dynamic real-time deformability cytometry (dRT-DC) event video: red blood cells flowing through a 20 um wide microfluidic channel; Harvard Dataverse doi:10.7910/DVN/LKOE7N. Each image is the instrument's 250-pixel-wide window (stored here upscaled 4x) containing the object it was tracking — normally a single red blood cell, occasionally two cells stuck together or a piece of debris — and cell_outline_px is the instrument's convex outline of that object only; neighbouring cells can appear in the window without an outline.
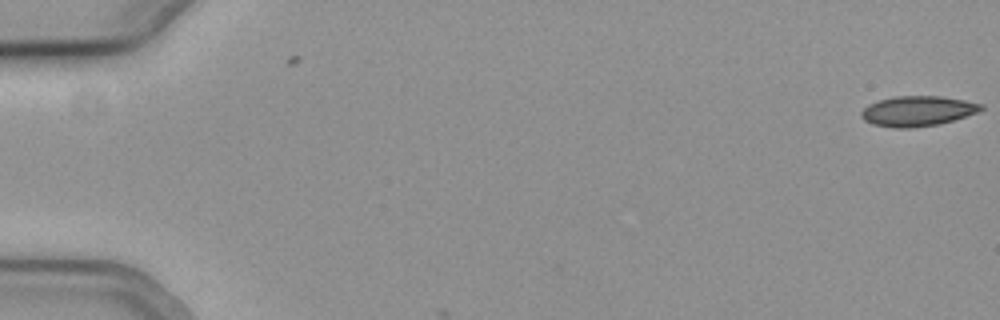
{"species": "common noctule bat (a hibernating species)", "species_latin": "Nyctalus noctula", "temperature_condition": "cold", "stored_images_in_passage": 3, "camera_frame_rate_fps": 3000, "um_per_image_px": 0.085, "animal": {"sex": "female", "body_mass_g": 19.3, "forearm_length_mm": 54.1}, "frame": {"image": 1, "passage_image": 3, "time_ms": 0.667, "image_size_px": [1000, 320], "cell_outline_px": [[984, 108], [976, 112], [940, 124], [912, 128], [896, 128], [872, 124], [864, 120], [860, 116], [860, 112], [868, 104], [880, 100], [896, 96], [940, 96], [964, 100], [984, 104]], "centroid_in_image_um": [77.97, 9.44], "position_along_channel_um": 7.0, "area_um2": 20.98}}